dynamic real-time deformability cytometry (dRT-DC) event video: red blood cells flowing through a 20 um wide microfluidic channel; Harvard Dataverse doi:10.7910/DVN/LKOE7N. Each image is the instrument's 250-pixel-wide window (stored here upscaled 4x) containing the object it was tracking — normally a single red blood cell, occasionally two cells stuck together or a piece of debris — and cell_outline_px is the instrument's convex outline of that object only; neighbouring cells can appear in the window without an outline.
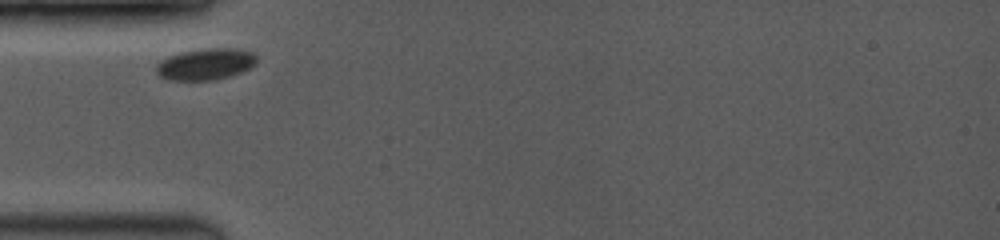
{"species": "common noctule bat (a hibernating species)", "species_latin": "Nyctalus noctula", "temperature_condition": "room temperature", "stored_images_in_passage": 17, "camera_frame_rate_fps": 3500, "um_per_image_px": 0.085, "animal": {"sex": "female", "body_mass_g": 19.0, "forearm_length_mm": 53.3}, "frame": {"image": 1, "passage_image": 1, "time_ms": 0.0, "image_size_px": [1000, 240], "cell_outline_px": [[256, 64], [232, 76], [216, 80], [168, 80], [160, 76], [156, 72], [156, 64], [160, 60], [168, 56], [180, 52], [200, 48], [232, 48], [252, 52], [256, 56]], "centroid_in_image_um": [17.44, 5.45], "position_along_channel_um": 67.6, "area_um2": 18.61}}
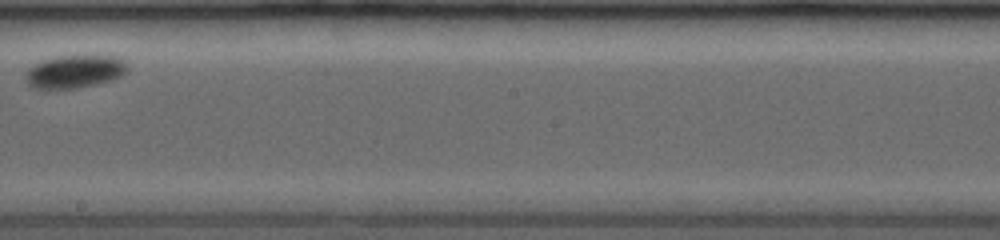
{"frame": {"image": 2, "passage_image": 10, "time_ms": 4.857, "image_size_px": [1000, 240], "cell_outline_px": [[128, 68], [120, 76], [112, 80], [76, 88], [32, 88], [24, 80], [24, 72], [28, 68], [44, 60], [56, 56], [116, 56], [124, 60], [128, 64]], "centroid_in_image_um": [6.32, 6.08], "position_along_channel_um": 241.9, "area_um2": 19.48}}
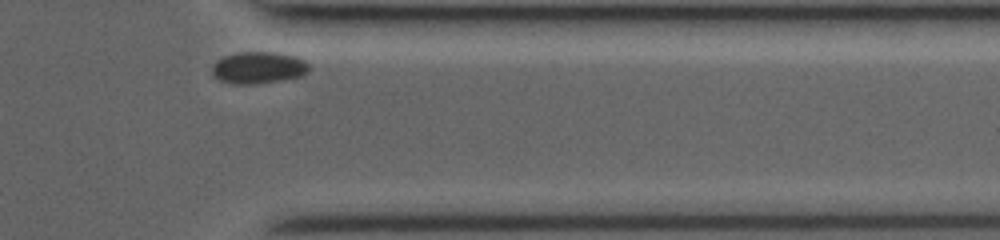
{"frame": {"image": 3, "passage_image": 17, "time_ms": 8.857, "image_size_px": [1000, 240], "cell_outline_px": [[308, 72], [300, 76], [280, 80], [256, 84], [236, 84], [220, 80], [212, 76], [212, 64], [216, 60], [224, 56], [240, 52], [272, 52], [296, 56], [304, 60], [308, 64]], "centroid_in_image_um": [21.93, 5.75], "position_along_channel_um": 389.5, "area_um2": 17.98}, "authors_computed_cell_mechanics": {"area_um2": 18.785, "velocity_mm_per_s": 3.6129, "shape_relaxation_time_tau1_ms": 0.7144, "shape_relaxation_time_tau2_ms": null, "deformation_change_tau1": 0.0476, "deformation_change_tau2": null}}